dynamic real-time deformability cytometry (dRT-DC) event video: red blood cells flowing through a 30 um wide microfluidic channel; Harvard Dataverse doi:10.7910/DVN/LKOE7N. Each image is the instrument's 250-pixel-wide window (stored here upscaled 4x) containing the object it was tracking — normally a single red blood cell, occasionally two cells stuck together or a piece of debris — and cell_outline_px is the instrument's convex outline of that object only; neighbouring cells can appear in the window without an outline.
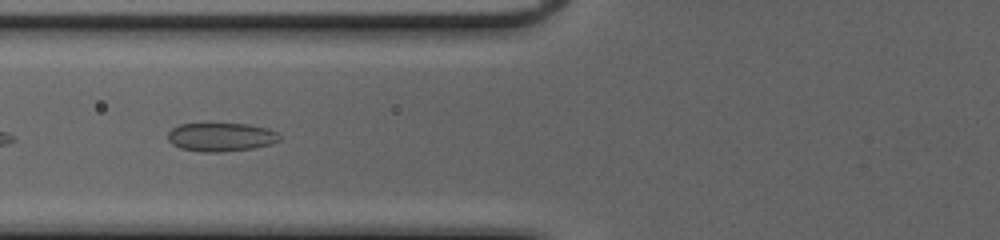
{"species": "common noctule bat (a hibernating species)", "species_latin": "Nyctalus noctula", "temperature_condition": "cold", "stored_images_in_passage": 8, "camera_frame_rate_fps": 3000, "um_per_image_px": 0.085, "animal": {"sex": "female", "body_mass_g": 20.0, "forearm_length_mm": 54.0}, "frame": {"image": 1, "passage_image": 5, "time_ms": 1.333, "image_size_px": [1000, 240], "cell_outline_px": [[280, 140], [272, 144], [252, 148], [220, 152], [204, 152], [180, 148], [172, 144], [168, 140], [168, 132], [172, 128], [180, 124], [248, 124], [268, 128], [276, 132], [280, 136]], "centroid_in_image_um": [18.79, 11.65], "position_along_channel_um": 107.0, "area_um2": 18.55}}